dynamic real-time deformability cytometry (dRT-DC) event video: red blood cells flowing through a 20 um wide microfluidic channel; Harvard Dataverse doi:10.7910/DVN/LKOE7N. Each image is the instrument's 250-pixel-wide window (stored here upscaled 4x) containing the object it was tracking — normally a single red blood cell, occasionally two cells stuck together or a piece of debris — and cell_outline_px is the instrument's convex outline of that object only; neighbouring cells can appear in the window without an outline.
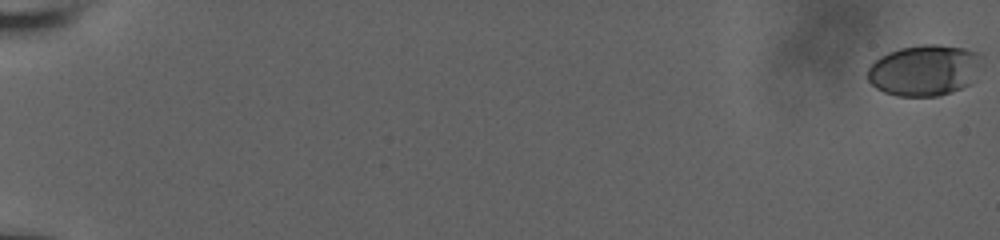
{"species": "human", "species_latin": "Homo sapiens", "temperature_condition": "room temperature", "stored_images_in_passage": 59, "camera_frame_rate_fps": 3000, "um_per_image_px": 0.085, "donor": {"sex": "male"}, "frame": {"image": 1, "passage_image": 1, "time_ms": 0.0, "image_size_px": [1000, 240], "cell_outline_px": [[984, 56], [980, 64], [968, 84], [952, 92], [940, 96], [900, 96], [884, 92], [876, 88], [868, 80], [868, 68], [880, 56], [888, 52], [900, 48], [924, 44], [936, 44], [964, 48], [980, 52]], "centroid_in_image_um": [78.57, 5.96], "position_along_channel_um": 6.4, "area_um2": 33.87}}
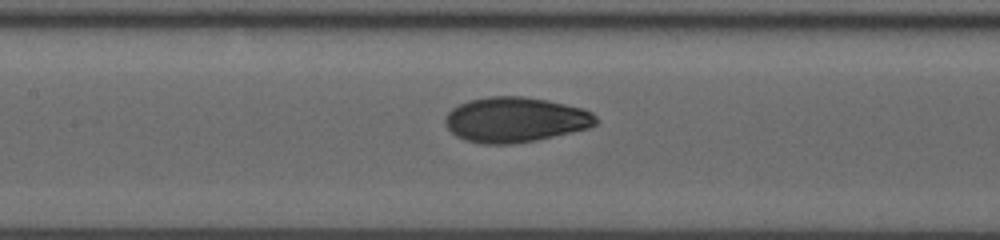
{"frame": {"image": 2, "passage_image": 32, "time_ms": 10.333, "image_size_px": [1000, 240], "cell_outline_px": [[596, 124], [588, 128], [536, 140], [512, 144], [480, 144], [464, 140], [456, 136], [444, 124], [444, 116], [452, 108], [468, 100], [492, 96], [520, 96], [548, 100], [580, 108], [592, 112], [596, 116]], "centroid_in_image_um": [43.75, 10.18], "position_along_channel_um": 163.7, "area_um2": 39.59}}
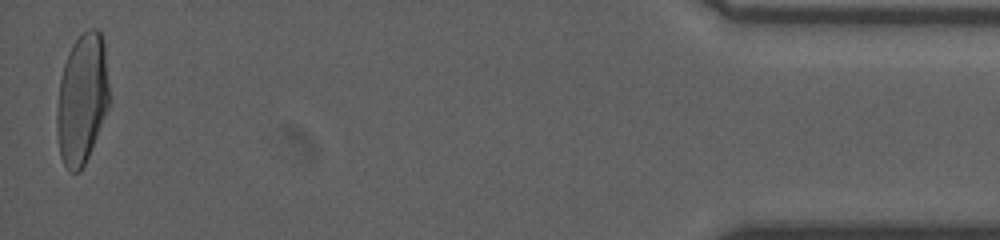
{"frame": {"image": 3, "passage_image": 59, "time_ms": 19.333, "image_size_px": [1000, 240], "cell_outline_px": [[108, 108], [88, 156], [80, 172], [72, 172], [64, 164], [60, 156], [56, 132], [56, 116], [60, 80], [64, 64], [68, 52], [72, 44], [88, 28], [96, 28], [100, 32], [104, 40], [108, 84]], "centroid_in_image_um": [6.96, 8.4], "position_along_channel_um": 428.2, "area_um2": 39.54}, "authors_computed_cell_mechanics": {"area_um2": 38.0324, "velocity_mm_per_s": 3.8267, "shape_relaxation_time_tau1_ms": 5.234, "shape_relaxation_time_tau2_ms": 0.8875, "deformation_change_tau1": 0.2072, "deformation_change_tau2": 0.049}}